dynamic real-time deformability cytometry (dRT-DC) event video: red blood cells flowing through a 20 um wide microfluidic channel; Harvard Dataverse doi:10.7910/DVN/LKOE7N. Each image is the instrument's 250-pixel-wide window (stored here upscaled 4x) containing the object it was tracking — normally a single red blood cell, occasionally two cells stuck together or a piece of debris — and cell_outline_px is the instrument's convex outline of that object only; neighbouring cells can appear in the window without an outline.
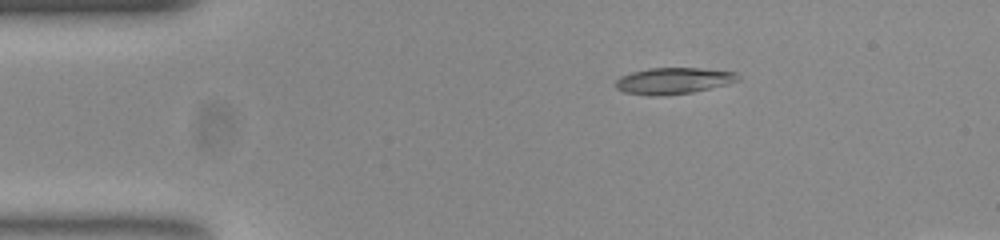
{"species": "common noctule bat (a hibernating species)", "species_latin": "Nyctalus noctula", "temperature_condition": "room temperature", "stored_images_in_passage": 43, "camera_frame_rate_fps": 3000, "um_per_image_px": 0.085, "animal": {"sex": "female", "body_mass_g": 23.0, "forearm_length_mm": 53.4}, "frame": {"image": 1, "passage_image": 1, "time_ms": 0.0, "image_size_px": [1000, 240], "cell_outline_px": [[740, 76], [736, 80], [724, 84], [692, 92], [624, 92], [616, 88], [616, 80], [620, 76], [632, 72], [648, 68], [700, 68], [736, 72]], "centroid_in_image_um": [57.26, 6.79], "position_along_channel_um": 27.7, "area_um2": 17.46}}
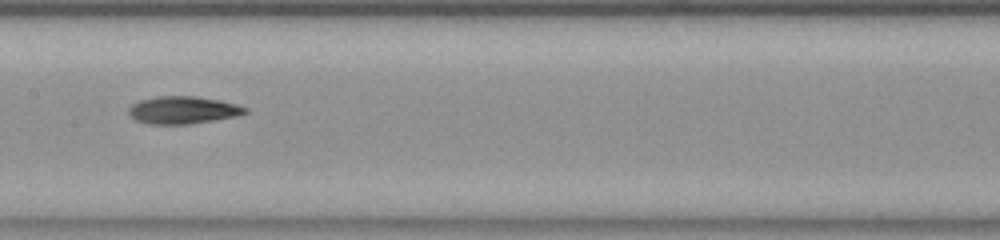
{"frame": {"image": 2, "passage_image": 18, "time_ms": 5.667, "image_size_px": [1000, 240], "cell_outline_px": [[248, 112], [236, 116], [188, 124], [148, 124], [136, 120], [128, 112], [128, 108], [132, 104], [140, 100], [156, 96], [196, 96], [220, 100], [236, 104], [248, 108]], "centroid_in_image_um": [15.54, 9.34], "position_along_channel_um": 191.9, "area_um2": 18.61}}
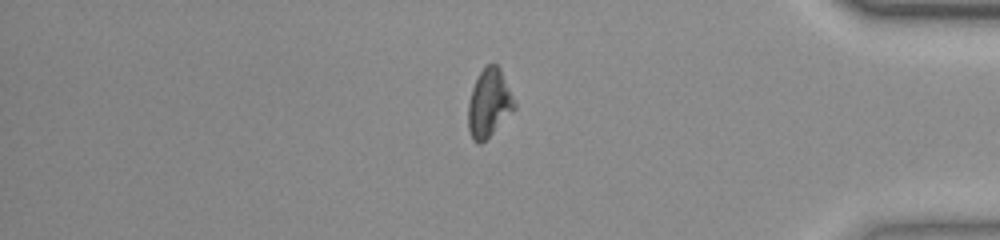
{"frame": {"image": 3, "passage_image": 36, "time_ms": 11.667, "image_size_px": [1000, 240], "cell_outline_px": [[516, 108], [480, 144], [476, 144], [472, 140], [468, 128], [468, 104], [472, 88], [480, 72], [488, 64], [496, 64], [500, 68], [516, 104]], "centroid_in_image_um": [41.55, 8.77], "position_along_channel_um": 393.6, "area_um2": 18.03}, "authors_computed_cell_mechanics": {"area_um2": 18.3226, "velocity_mm_per_s": 3.8806, "shape_relaxation_time_tau1_ms": 9.9516, "shape_relaxation_time_tau2_ms": 10.5207, "deformation_change_tau1": 0.2561, "deformation_change_tau2": 0.1851}}